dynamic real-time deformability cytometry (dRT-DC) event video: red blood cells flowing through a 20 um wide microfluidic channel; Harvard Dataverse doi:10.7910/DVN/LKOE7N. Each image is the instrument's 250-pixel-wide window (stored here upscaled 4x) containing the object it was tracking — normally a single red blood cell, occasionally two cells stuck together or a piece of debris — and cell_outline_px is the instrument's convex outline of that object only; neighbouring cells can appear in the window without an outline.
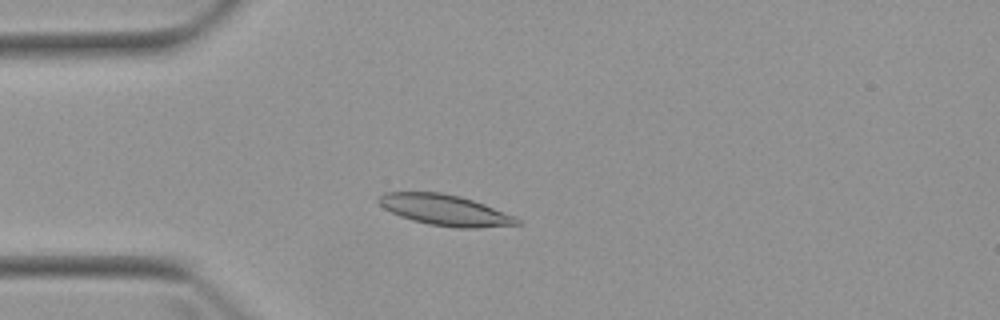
{"species": "Egyptian fruit bat (a non-hibernating species)", "species_latin": "Rousettus aegyptiacus", "temperature_condition": "warm", "stored_images_in_passage": 4, "camera_frame_rate_fps": 3000, "um_per_image_px": 0.085, "animal": {"sex": "female"}, "frame": {"image": 1, "passage_image": 4, "time_ms": 4.0, "image_size_px": [1000, 320], "cell_outline_px": [[520, 224], [476, 228], [456, 228], [428, 224], [412, 220], [400, 216], [384, 208], [376, 200], [384, 192], [440, 192], [460, 196], [484, 204], [516, 216], [520, 220]], "centroid_in_image_um": [37.83, 17.86], "position_along_channel_um": 47.2, "area_um2": 24.8}}